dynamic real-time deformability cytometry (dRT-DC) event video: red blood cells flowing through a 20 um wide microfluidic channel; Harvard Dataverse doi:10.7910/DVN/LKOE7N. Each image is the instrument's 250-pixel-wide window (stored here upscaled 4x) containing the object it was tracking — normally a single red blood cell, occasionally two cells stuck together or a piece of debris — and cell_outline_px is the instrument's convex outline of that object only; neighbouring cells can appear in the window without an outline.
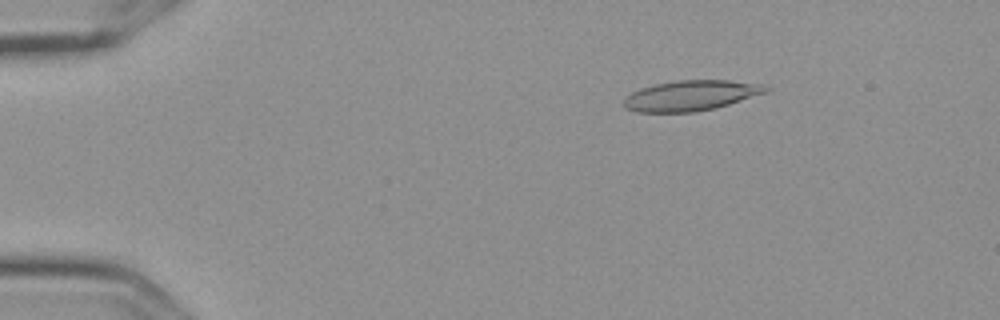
{"species": "Egyptian fruit bat (a non-hibernating species)", "species_latin": "Rousettus aegyptiacus", "temperature_condition": "cold", "stored_images_in_passage": 15, "camera_frame_rate_fps": 3000, "um_per_image_px": 0.085, "frame": {"image": 1, "passage_image": 3, "time_ms": 0.667, "image_size_px": [1000, 320], "cell_outline_px": [[772, 88], [768, 92], [716, 108], [696, 112], [636, 112], [624, 108], [624, 100], [632, 92], [640, 88], [656, 84], [676, 80], [728, 80], [764, 84]], "centroid_in_image_um": [58.77, 8.12], "position_along_channel_um": 26.2, "area_um2": 25.26}}
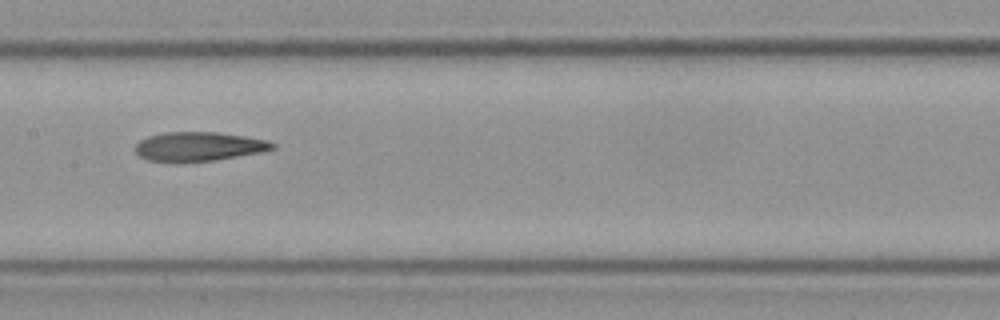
{"frame": {"image": 2, "passage_image": 8, "time_ms": 2.333, "image_size_px": [1000, 320], "cell_outline_px": [[276, 148], [260, 152], [216, 160], [176, 164], [172, 164], [148, 160], [140, 156], [132, 148], [140, 140], [148, 136], [164, 132], [216, 132], [244, 136], [268, 140], [276, 144]], "centroid_in_image_um": [16.84, 12.48], "position_along_channel_um": 190.6, "area_um2": 23.87}}
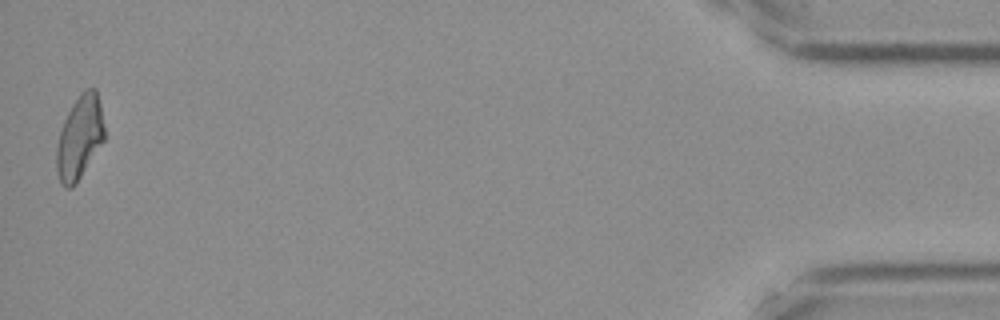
{"frame": {"image": 3, "passage_image": 15, "time_ms": 4.667, "image_size_px": [1000, 320], "cell_outline_px": [[104, 140], [76, 184], [72, 188], [64, 188], [60, 184], [56, 168], [56, 148], [60, 132], [64, 120], [72, 104], [80, 92], [84, 88], [96, 88], [100, 104], [104, 128]], "centroid_in_image_um": [6.75, 11.69], "position_along_channel_um": 428.4, "area_um2": 23.29}}